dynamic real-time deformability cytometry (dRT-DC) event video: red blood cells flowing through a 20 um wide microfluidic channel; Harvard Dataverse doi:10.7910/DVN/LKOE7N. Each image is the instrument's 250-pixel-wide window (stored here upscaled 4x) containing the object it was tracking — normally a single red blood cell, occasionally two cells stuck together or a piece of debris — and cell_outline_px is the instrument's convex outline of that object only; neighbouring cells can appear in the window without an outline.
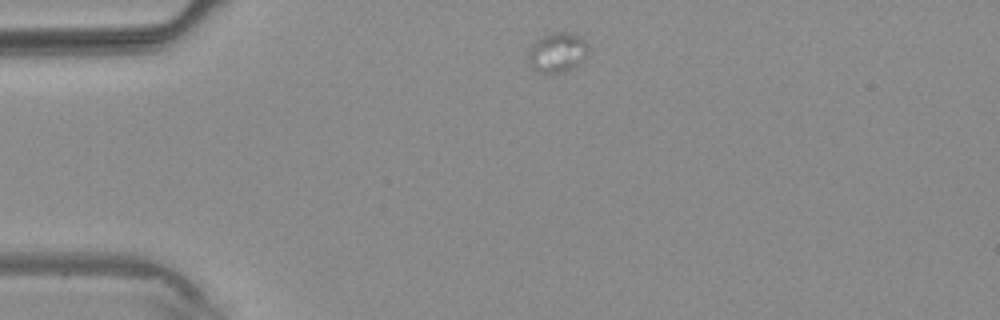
{"species": "common noctule bat (a hibernating species)", "species_latin": "Nyctalus noctula", "temperature_condition": "warm", "stored_images_in_passage": 5, "camera_frame_rate_fps": 3000, "um_per_image_px": 0.085, "animal": {"sex": "male", "body_mass_g": 20.4}, "frame": {"image": 1, "passage_image": 5, "time_ms": 4.667, "image_size_px": [1000, 320], "cell_outline_px": [[588, 52], [584, 60], [580, 64], [572, 68], [560, 72], [536, 72], [528, 64], [528, 48], [536, 40], [548, 32], [572, 32], [580, 36], [588, 44]], "centroid_in_image_um": [47.36, 4.43], "position_along_channel_um": 37.6, "area_um2": 14.22}}